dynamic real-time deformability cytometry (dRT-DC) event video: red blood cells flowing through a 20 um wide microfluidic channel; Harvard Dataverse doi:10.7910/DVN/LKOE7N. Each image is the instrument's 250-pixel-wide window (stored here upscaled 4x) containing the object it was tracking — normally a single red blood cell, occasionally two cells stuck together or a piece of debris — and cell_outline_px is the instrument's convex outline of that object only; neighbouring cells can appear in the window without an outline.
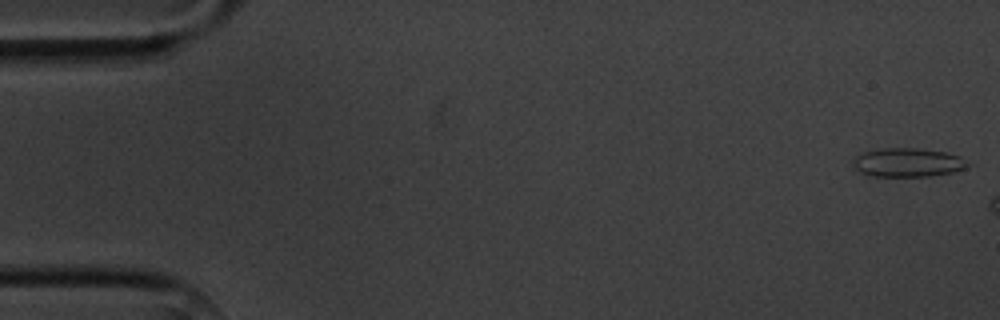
{"species": "common noctule bat (a hibernating species)", "species_latin": "Nyctalus noctula", "temperature_condition": "cold", "stored_images_in_passage": 3, "camera_frame_rate_fps": 3000, "um_per_image_px": 0.085, "animal": {"sex": "male", "body_mass_g": 20.1, "forearm_length_mm": 53.5}, "frame": {"image": 1, "passage_image": 1, "time_ms": 0.0, "image_size_px": [1000, 320], "cell_outline_px": [[972, 164], [968, 168], [952, 172], [928, 176], [876, 176], [860, 172], [852, 164], [852, 160], [860, 152], [880, 148], [916, 148], [944, 152], [960, 156]], "centroid_in_image_um": [77.17, 13.8], "position_along_channel_um": 7.8, "area_um2": 19.36}}